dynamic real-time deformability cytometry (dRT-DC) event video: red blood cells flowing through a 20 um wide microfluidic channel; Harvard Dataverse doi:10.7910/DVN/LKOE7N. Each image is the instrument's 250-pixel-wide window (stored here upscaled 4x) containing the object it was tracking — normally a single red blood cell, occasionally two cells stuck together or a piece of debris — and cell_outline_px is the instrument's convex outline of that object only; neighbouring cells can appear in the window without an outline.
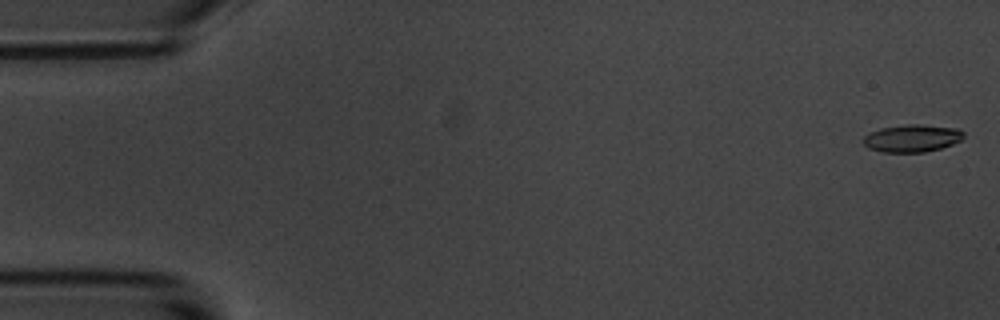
{"species": "common noctule bat (a hibernating species)", "species_latin": "Nyctalus noctula", "temperature_condition": "room temperature", "stored_images_in_passage": 5, "camera_frame_rate_fps": 3000, "um_per_image_px": 0.085, "animal": {"sex": "male", "body_mass_g": 20.1, "forearm_length_mm": 53.5}, "frame": {"image": 1, "passage_image": 1, "time_ms": 0.0, "image_size_px": [1000, 320], "cell_outline_px": [[964, 136], [960, 140], [952, 144], [940, 148], [924, 152], [884, 152], [868, 148], [860, 140], [864, 136], [880, 128], [904, 124], [920, 124], [960, 128], [964, 132]], "centroid_in_image_um": [77.52, 11.74], "position_along_channel_um": 7.5, "area_um2": 16.18}}
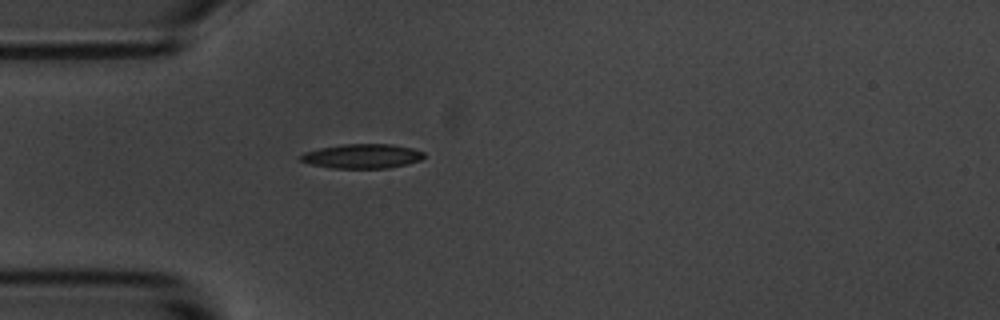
{"frame": {"image": 2, "passage_image": 5, "time_ms": 5.0, "image_size_px": [1000, 320], "cell_outline_px": [[424, 156], [420, 160], [388, 168], [332, 168], [308, 164], [300, 160], [296, 156], [304, 152], [320, 148], [344, 144], [392, 144], [412, 148], [424, 152]], "centroid_in_image_um": [30.72, 13.27], "position_along_channel_um": 54.3, "area_um2": 17.57}}